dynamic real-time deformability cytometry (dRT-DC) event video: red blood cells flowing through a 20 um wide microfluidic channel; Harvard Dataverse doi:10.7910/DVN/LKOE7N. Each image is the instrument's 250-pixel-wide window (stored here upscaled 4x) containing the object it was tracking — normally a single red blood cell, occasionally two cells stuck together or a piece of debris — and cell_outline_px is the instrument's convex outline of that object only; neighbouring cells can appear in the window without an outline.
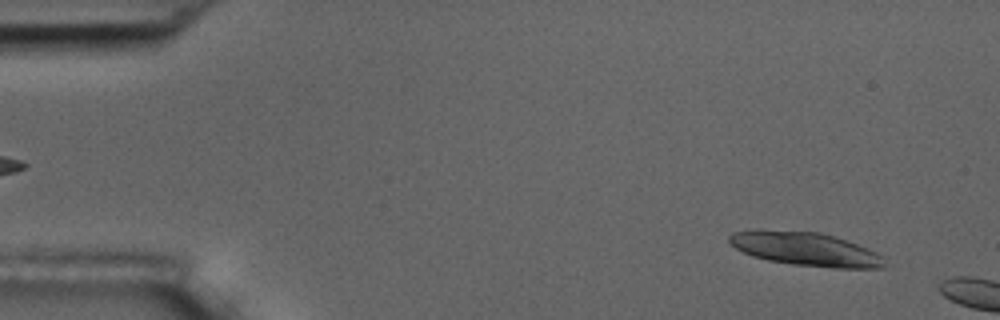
{"species": "common noctule bat (a hibernating species)", "species_latin": "Nyctalus noctula", "temperature_condition": "room temperature", "stored_images_in_passage": 2, "camera_frame_rate_fps": 3000, "um_per_image_px": 0.085, "animal": {"sex": "male", "body_mass_g": 17.5, "forearm_length_mm": 52.3}, "frame": {"image": 1, "passage_image": 1, "time_ms": 0.0, "image_size_px": [1000, 320], "cell_outline_px": [[884, 268], [832, 268], [792, 264], [768, 260], [752, 256], [736, 248], [728, 240], [728, 236], [732, 232], [756, 228], [820, 232], [868, 248], [876, 252], [880, 256], [884, 264]], "centroid_in_image_um": [68.39, 21.14], "position_along_channel_um": 16.6, "area_um2": 30.52}}